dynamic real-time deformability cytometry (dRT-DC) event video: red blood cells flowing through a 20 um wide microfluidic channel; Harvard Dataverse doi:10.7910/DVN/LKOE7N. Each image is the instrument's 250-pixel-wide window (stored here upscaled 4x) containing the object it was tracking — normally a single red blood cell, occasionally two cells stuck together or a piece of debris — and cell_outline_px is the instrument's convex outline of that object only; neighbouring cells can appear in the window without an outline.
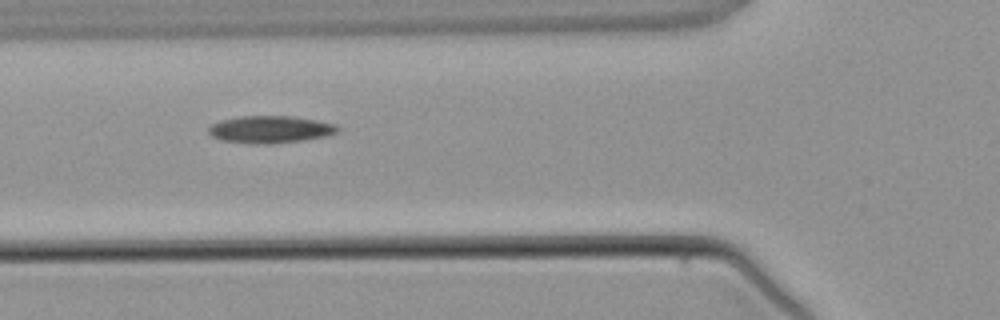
{"species": "common noctule bat (a hibernating species)", "species_latin": "Nyctalus noctula", "temperature_condition": "warm", "stored_images_in_passage": 4, "camera_frame_rate_fps": 3000, "um_per_image_px": 0.085, "animal": {"sex": "male", "body_mass_g": 21.5, "forearm_length_mm": 52.0}, "frame": {"image": 1, "passage_image": 3, "time_ms": 3.0, "image_size_px": [1000, 320], "cell_outline_px": [[340, 128], [336, 132], [324, 136], [304, 140], [272, 144], [252, 144], [220, 140], [212, 136], [208, 132], [208, 128], [212, 124], [220, 120], [240, 116], [288, 116], [316, 120], [336, 124]], "centroid_in_image_um": [22.93, 11.0], "position_along_channel_um": 102.9, "area_um2": 20.52}}